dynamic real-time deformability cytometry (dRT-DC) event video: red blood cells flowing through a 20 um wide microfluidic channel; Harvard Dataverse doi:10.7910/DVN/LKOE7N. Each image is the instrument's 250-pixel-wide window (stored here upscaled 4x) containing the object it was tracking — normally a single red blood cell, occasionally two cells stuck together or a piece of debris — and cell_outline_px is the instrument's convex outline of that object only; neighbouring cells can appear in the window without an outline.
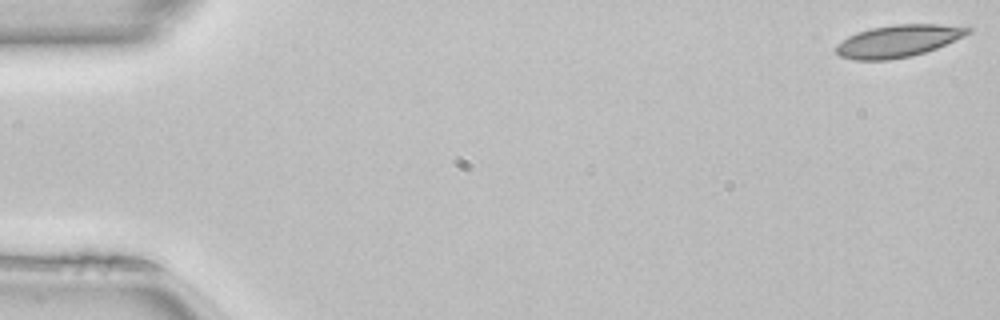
{"species": "common noctule bat (a hibernating species)", "species_latin": "Nyctalus noctula", "temperature_condition": "room temperature", "stored_images_in_passage": 50, "camera_frame_rate_fps": 3000, "um_per_image_px": 0.085, "animal": {"sex": "female", "body_mass_g": 22.7, "forearm_length_mm": 54.2}, "frame": {"image": 1, "passage_image": 1, "time_ms": 0.0, "image_size_px": [1000, 320], "cell_outline_px": [[972, 32], [964, 36], [936, 48], [912, 56], [888, 60], [852, 60], [840, 56], [836, 52], [836, 44], [848, 36], [856, 32], [872, 28], [896, 24], [940, 24], [972, 28]], "centroid_in_image_um": [76.32, 3.49], "position_along_channel_um": 8.7, "area_um2": 24.68}}
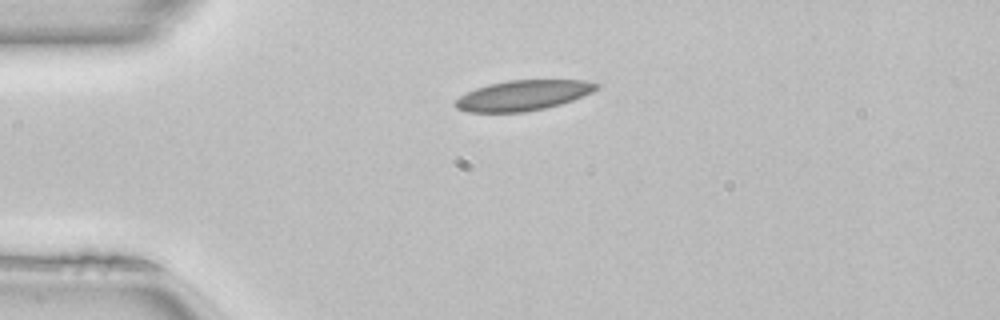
{"frame": {"image": 2, "passage_image": 12, "time_ms": 3.667, "image_size_px": [1000, 320], "cell_outline_px": [[600, 88], [592, 92], [572, 100], [560, 104], [544, 108], [524, 112], [468, 112], [456, 108], [452, 104], [460, 96], [476, 88], [488, 84], [508, 80], [584, 80], [600, 84]], "centroid_in_image_um": [44.46, 8.1], "position_along_channel_um": 40.5, "area_um2": 24.85}}
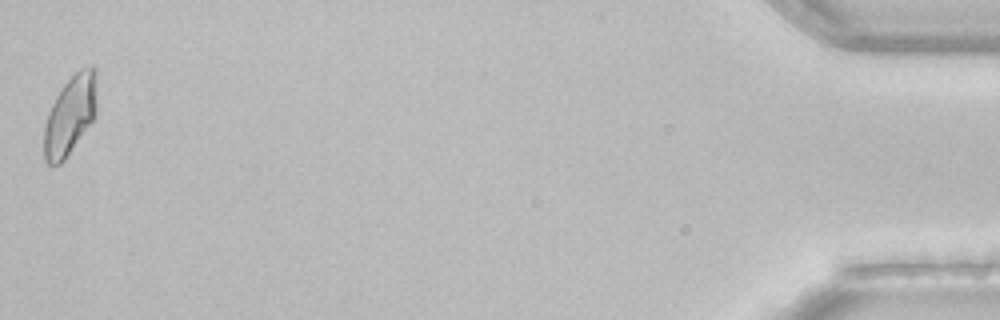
{"frame": {"image": 3, "passage_image": 50, "time_ms": 16.333, "image_size_px": [1000, 320], "cell_outline_px": [[96, 116], [64, 160], [60, 164], [48, 164], [44, 160], [44, 124], [48, 112], [56, 96], [64, 84], [80, 68], [96, 68]], "centroid_in_image_um": [5.95, 9.8], "position_along_channel_um": 429.2, "area_um2": 24.22}, "authors_computed_cell_mechanics": {"area_um2": 24.276, "velocity_mm_per_s": 4.0682, "shape_relaxation_time_tau1_ms": null, "shape_relaxation_time_tau2_ms": 3.5643, "deformation_change_tau1": null, "deformation_change_tau2": 0.0888}}